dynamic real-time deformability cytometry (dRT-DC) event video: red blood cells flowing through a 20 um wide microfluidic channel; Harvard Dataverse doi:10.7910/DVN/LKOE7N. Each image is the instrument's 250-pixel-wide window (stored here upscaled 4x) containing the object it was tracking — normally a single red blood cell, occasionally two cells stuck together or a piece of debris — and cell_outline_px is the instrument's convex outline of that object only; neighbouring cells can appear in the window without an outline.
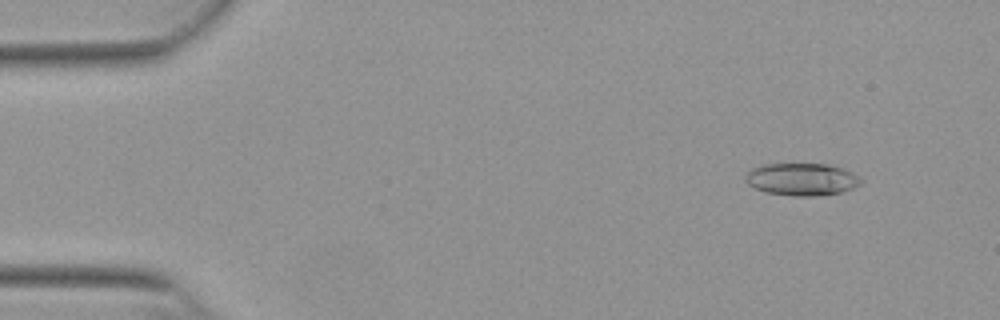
{"species": "Egyptian fruit bat (a non-hibernating species)", "species_latin": "Rousettus aegyptiacus", "temperature_condition": "warm", "stored_images_in_passage": 52, "camera_frame_rate_fps": 3000, "um_per_image_px": 0.085, "animal": {"sex": "female"}, "frame": {"image": 1, "passage_image": 4, "time_ms": 1.0, "image_size_px": [1000, 320], "cell_outline_px": [[864, 180], [860, 184], [844, 192], [820, 196], [792, 196], [764, 192], [748, 184], [744, 180], [744, 176], [752, 168], [764, 164], [828, 164], [852, 172]], "centroid_in_image_um": [68.15, 15.25], "position_along_channel_um": 16.8, "area_um2": 21.96}}
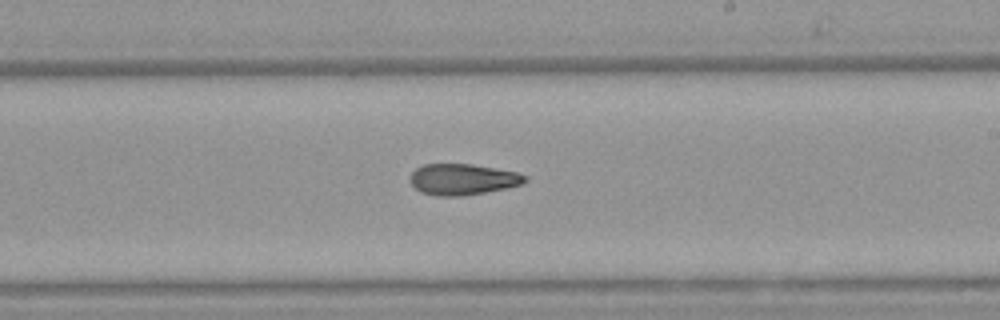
{"frame": {"image": 2, "passage_image": 30, "time_ms": 9.667, "image_size_px": [1000, 320], "cell_outline_px": [[528, 180], [520, 184], [508, 188], [460, 196], [436, 196], [420, 192], [408, 180], [412, 172], [416, 168], [424, 164], [472, 164], [496, 168], [516, 172], [528, 176]], "centroid_in_image_um": [39.32, 15.24], "position_along_channel_um": 249.7, "area_um2": 20.87}}
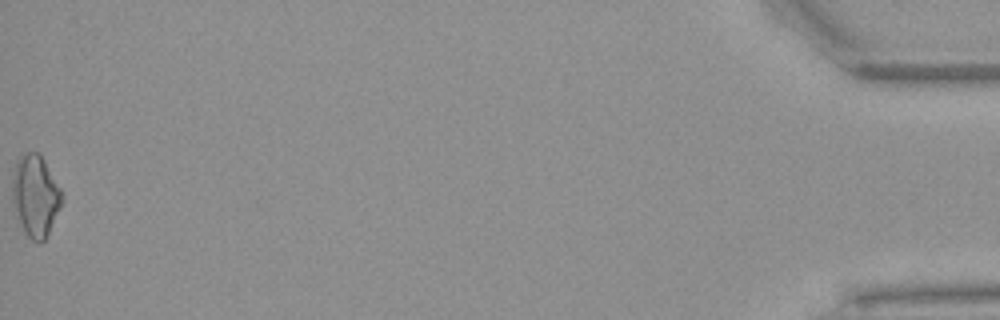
{"frame": {"image": 3, "passage_image": 52, "time_ms": 17.0, "image_size_px": [1000, 320], "cell_outline_px": [[60, 208], [44, 240], [40, 244], [36, 244], [24, 232], [16, 216], [12, 204], [12, 176], [16, 160], [20, 152], [40, 152], [60, 188]], "centroid_in_image_um": [2.95, 16.61], "position_along_channel_um": 432.2, "area_um2": 23.7}, "authors_computed_cell_mechanics": {"area_um2": 21.1548, "velocity_mm_per_s": 3.8723, "shape_relaxation_time_tau1_ms": 6.039, "shape_relaxation_time_tau2_ms": 8.5016, "deformation_change_tau1": 0.1886, "deformation_change_tau2": 0.2053}}